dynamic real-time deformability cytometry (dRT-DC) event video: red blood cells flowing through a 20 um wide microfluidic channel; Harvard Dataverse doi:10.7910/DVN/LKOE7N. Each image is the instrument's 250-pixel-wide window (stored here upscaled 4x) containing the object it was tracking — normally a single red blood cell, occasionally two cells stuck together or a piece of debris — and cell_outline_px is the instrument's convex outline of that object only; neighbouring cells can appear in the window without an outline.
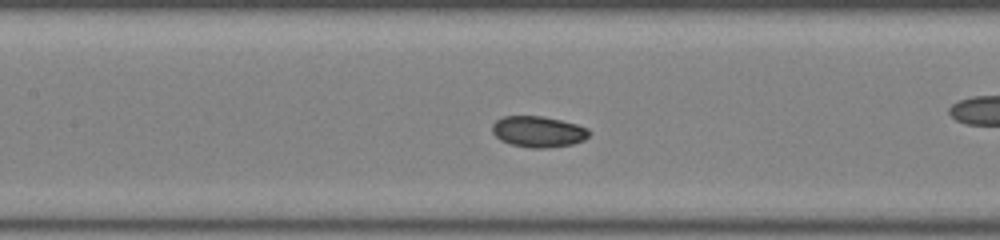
{"species": "common noctule bat (a hibernating species)", "species_latin": "Nyctalus noctula", "temperature_condition": "room temperature", "stored_images_in_passage": 47, "camera_frame_rate_fps": 3000, "um_per_image_px": 0.085, "animal": {"sex": "female", "body_mass_g": 22.0, "forearm_length_mm": 56.7}, "frame": {"image": 1, "passage_image": 21, "time_ms": 6.667, "image_size_px": [1000, 240], "cell_outline_px": [[592, 132], [584, 140], [572, 144], [544, 148], [532, 148], [512, 144], [500, 140], [492, 132], [492, 124], [496, 120], [504, 116], [540, 116], [560, 120], [576, 124], [588, 128]], "centroid_in_image_um": [45.76, 11.19], "position_along_channel_um": 161.6, "area_um2": 17.46}}
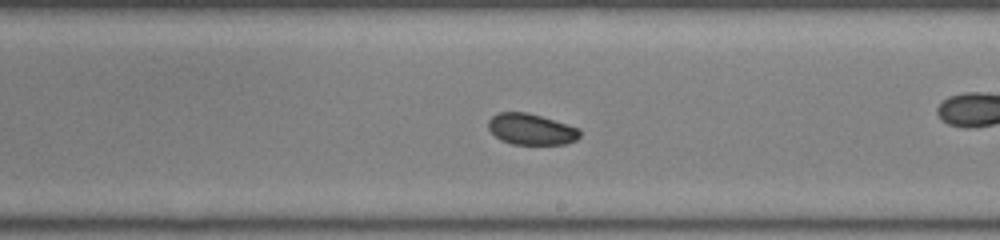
{"frame": {"image": 2, "passage_image": 27, "time_ms": 8.667, "image_size_px": [1000, 240], "cell_outline_px": [[580, 136], [576, 140], [564, 144], [512, 144], [500, 140], [488, 128], [488, 120], [496, 112], [528, 112], [568, 124], [580, 128]], "centroid_in_image_um": [45.15, 10.97], "position_along_channel_um": 243.9, "area_um2": 16.7}, "authors_computed_cell_mechanics": {"area_um2": 17.5134, "velocity_mm_per_s": 4.1308, "shape_relaxation_time_tau1_ms": 2.003, "shape_relaxation_time_tau2_ms": 3.7205, "deformation_change_tau1": 0.0586, "deformation_change_tau2": 0.0691}}